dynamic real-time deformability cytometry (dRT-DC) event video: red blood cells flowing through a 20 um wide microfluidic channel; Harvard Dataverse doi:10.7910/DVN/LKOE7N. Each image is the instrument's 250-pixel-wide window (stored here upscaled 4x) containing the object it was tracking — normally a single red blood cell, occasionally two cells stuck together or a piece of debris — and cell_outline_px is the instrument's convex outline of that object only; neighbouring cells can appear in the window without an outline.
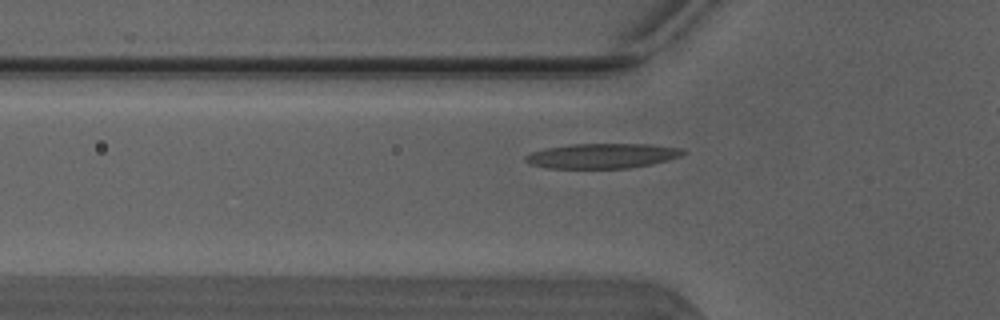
{"species": "Egyptian fruit bat (a non-hibernating species)", "species_latin": "Rousettus aegyptiacus", "temperature_condition": "warm", "stored_images_in_passage": 34, "camera_frame_rate_fps": 3000, "um_per_image_px": 0.085, "animal": {"sex": "male"}, "frame": {"image": 1, "passage_image": 7, "time_ms": 2.0, "image_size_px": [1000, 320], "cell_outline_px": [[688, 152], [680, 156], [668, 160], [652, 164], [628, 168], [548, 168], [528, 164], [524, 160], [524, 156], [532, 152], [544, 148], [572, 144], [648, 144], [680, 148]], "centroid_in_image_um": [51.16, 13.25], "position_along_channel_um": 74.6, "area_um2": 22.95}}
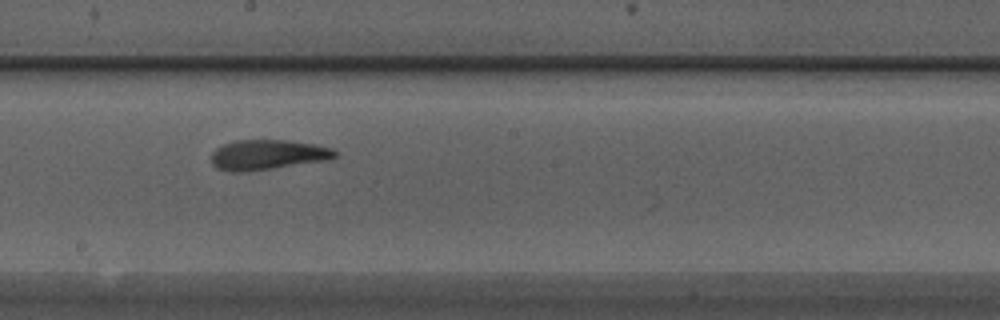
{"frame": {"image": 2, "passage_image": 18, "time_ms": 5.667, "image_size_px": [1000, 320], "cell_outline_px": [[340, 152], [336, 156], [328, 160], [244, 172], [228, 172], [216, 168], [212, 164], [212, 152], [216, 148], [224, 144], [236, 140], [284, 140], [316, 144], [332, 148]], "centroid_in_image_um": [22.75, 13.15], "position_along_channel_um": 225.4, "area_um2": 21.73}}
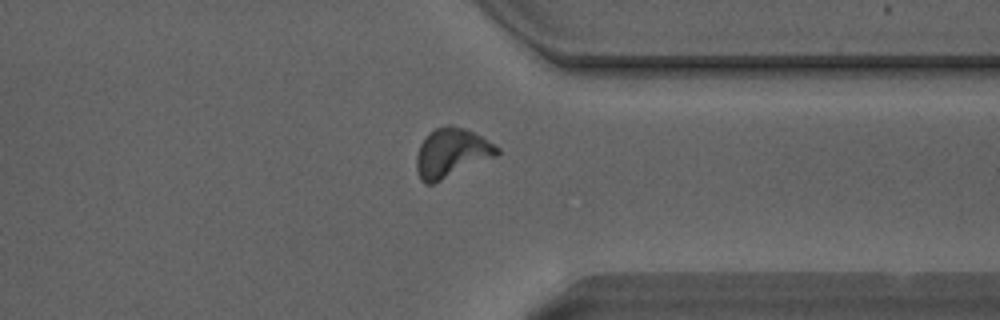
{"frame": {"image": 3, "passage_image": 29, "time_ms": 9.333, "image_size_px": [1000, 320], "cell_outline_px": [[500, 152], [496, 156], [432, 184], [424, 184], [420, 180], [416, 168], [416, 156], [420, 144], [428, 132], [436, 128], [448, 124], [452, 124], [464, 128], [480, 136], [500, 148]], "centroid_in_image_um": [38.34, 12.99], "position_along_channel_um": 373.1, "area_um2": 22.95}}